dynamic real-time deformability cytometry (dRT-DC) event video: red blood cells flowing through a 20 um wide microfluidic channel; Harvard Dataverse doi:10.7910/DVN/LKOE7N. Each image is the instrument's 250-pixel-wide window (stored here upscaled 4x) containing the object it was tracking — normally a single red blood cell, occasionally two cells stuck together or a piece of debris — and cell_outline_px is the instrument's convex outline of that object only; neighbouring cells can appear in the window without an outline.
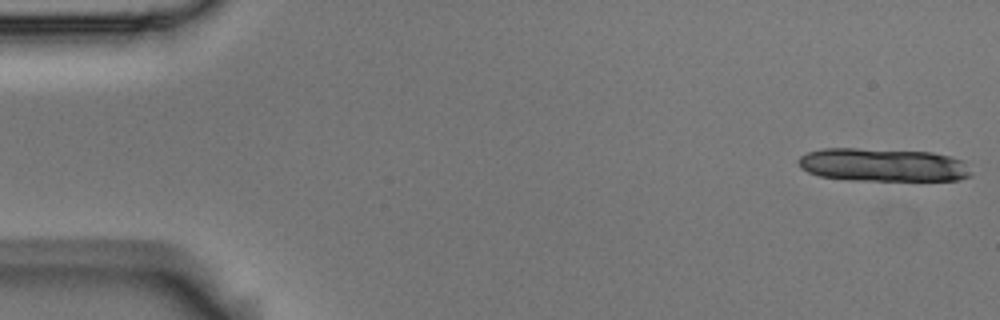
{"species": "Egyptian fruit bat (a non-hibernating species)", "species_latin": "Rousettus aegyptiacus", "temperature_condition": "room temperature", "stored_images_in_passage": 13, "camera_frame_rate_fps": 3000, "um_per_image_px": 0.085, "animal": {"sex": "male"}, "frame": {"image": 1, "passage_image": 1, "time_ms": 0.0, "image_size_px": [1000, 320], "cell_outline_px": [[972, 176], [960, 180], [852, 180], [820, 176], [808, 172], [800, 168], [796, 160], [800, 156], [808, 152], [824, 148], [856, 148], [932, 152], [964, 160], [972, 172]], "centroid_in_image_um": [75.05, 14.01], "position_along_channel_um": 9.9, "area_um2": 33.64}}